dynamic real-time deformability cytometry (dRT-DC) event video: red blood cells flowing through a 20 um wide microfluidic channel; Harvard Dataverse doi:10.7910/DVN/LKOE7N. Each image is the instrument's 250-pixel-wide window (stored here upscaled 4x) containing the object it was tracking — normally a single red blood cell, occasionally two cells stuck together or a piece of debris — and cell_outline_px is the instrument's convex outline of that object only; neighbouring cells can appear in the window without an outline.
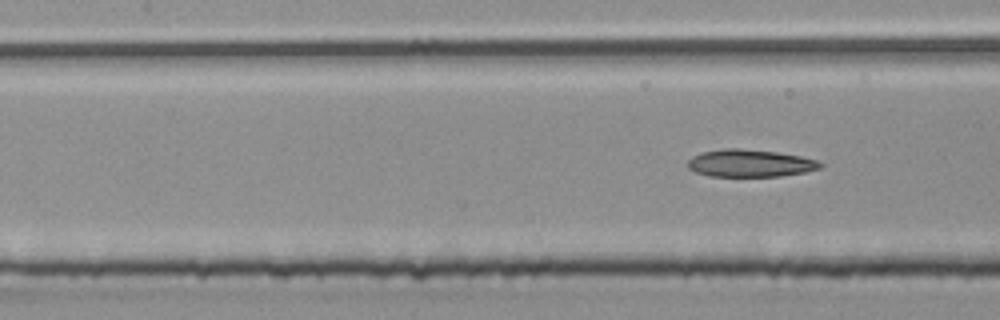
{"species": "common noctule bat (a hibernating species)", "species_latin": "Nyctalus noctula", "temperature_condition": "room temperature", "stored_images_in_passage": 5, "segment_of_instrument_passage": [2, 2], "camera_frame_rate_fps": 3000, "um_per_image_px": 0.085, "animal": {"sex": "male", "body_mass_g": 20.4}, "frame": {"image": 1, "passage_image": 5, "time_ms": 1.333, "image_size_px": [1000, 320], "cell_outline_px": [[824, 164], [820, 168], [804, 172], [780, 176], [708, 176], [696, 172], [688, 168], [688, 160], [692, 156], [700, 152], [720, 148], [740, 148], [776, 152], [800, 156], [816, 160]], "centroid_in_image_um": [63.71, 13.86], "position_along_channel_um": 143.7, "area_um2": 21.21}}